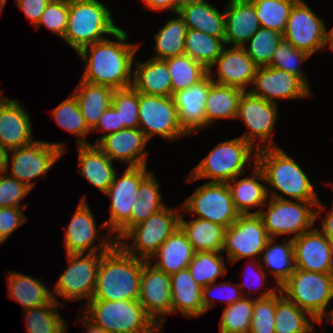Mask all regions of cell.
<instances>
[{
	"label": "cell",
	"instance_id": "cell-40",
	"mask_svg": "<svg viewBox=\"0 0 333 333\" xmlns=\"http://www.w3.org/2000/svg\"><path fill=\"white\" fill-rule=\"evenodd\" d=\"M184 43L185 54L201 63L207 70L216 62L226 46L224 38L194 29L187 30Z\"/></svg>",
	"mask_w": 333,
	"mask_h": 333
},
{
	"label": "cell",
	"instance_id": "cell-56",
	"mask_svg": "<svg viewBox=\"0 0 333 333\" xmlns=\"http://www.w3.org/2000/svg\"><path fill=\"white\" fill-rule=\"evenodd\" d=\"M22 209L25 208H0V245L6 242L8 237L27 221Z\"/></svg>",
	"mask_w": 333,
	"mask_h": 333
},
{
	"label": "cell",
	"instance_id": "cell-18",
	"mask_svg": "<svg viewBox=\"0 0 333 333\" xmlns=\"http://www.w3.org/2000/svg\"><path fill=\"white\" fill-rule=\"evenodd\" d=\"M326 29L324 19L305 0H299L291 10L283 39L312 56L325 48Z\"/></svg>",
	"mask_w": 333,
	"mask_h": 333
},
{
	"label": "cell",
	"instance_id": "cell-35",
	"mask_svg": "<svg viewBox=\"0 0 333 333\" xmlns=\"http://www.w3.org/2000/svg\"><path fill=\"white\" fill-rule=\"evenodd\" d=\"M179 16L188 29L203 31L208 35L225 38V13L208 2L186 6L180 9Z\"/></svg>",
	"mask_w": 333,
	"mask_h": 333
},
{
	"label": "cell",
	"instance_id": "cell-11",
	"mask_svg": "<svg viewBox=\"0 0 333 333\" xmlns=\"http://www.w3.org/2000/svg\"><path fill=\"white\" fill-rule=\"evenodd\" d=\"M66 151L64 143L36 140L30 145L8 151L5 172L32 190L35 184L32 179L40 176L44 178Z\"/></svg>",
	"mask_w": 333,
	"mask_h": 333
},
{
	"label": "cell",
	"instance_id": "cell-60",
	"mask_svg": "<svg viewBox=\"0 0 333 333\" xmlns=\"http://www.w3.org/2000/svg\"><path fill=\"white\" fill-rule=\"evenodd\" d=\"M317 228L326 236L328 241L333 245V204L327 215H324L321 221V227ZM321 228V229H320Z\"/></svg>",
	"mask_w": 333,
	"mask_h": 333
},
{
	"label": "cell",
	"instance_id": "cell-5",
	"mask_svg": "<svg viewBox=\"0 0 333 333\" xmlns=\"http://www.w3.org/2000/svg\"><path fill=\"white\" fill-rule=\"evenodd\" d=\"M256 154L257 149L240 136L219 142L191 170L186 181L190 183L199 179H211L207 182L228 183L237 175L245 174L246 167L256 165Z\"/></svg>",
	"mask_w": 333,
	"mask_h": 333
},
{
	"label": "cell",
	"instance_id": "cell-34",
	"mask_svg": "<svg viewBox=\"0 0 333 333\" xmlns=\"http://www.w3.org/2000/svg\"><path fill=\"white\" fill-rule=\"evenodd\" d=\"M180 217V228L186 234L195 252H222L226 228L208 220Z\"/></svg>",
	"mask_w": 333,
	"mask_h": 333
},
{
	"label": "cell",
	"instance_id": "cell-33",
	"mask_svg": "<svg viewBox=\"0 0 333 333\" xmlns=\"http://www.w3.org/2000/svg\"><path fill=\"white\" fill-rule=\"evenodd\" d=\"M114 90L107 86H101L80 80L73 90L81 114L86 124L92 130L98 123L100 116L111 105Z\"/></svg>",
	"mask_w": 333,
	"mask_h": 333
},
{
	"label": "cell",
	"instance_id": "cell-39",
	"mask_svg": "<svg viewBox=\"0 0 333 333\" xmlns=\"http://www.w3.org/2000/svg\"><path fill=\"white\" fill-rule=\"evenodd\" d=\"M187 25L184 20L175 13V17L159 29L154 34L155 55L151 58L165 60L170 57L185 54V37L187 33Z\"/></svg>",
	"mask_w": 333,
	"mask_h": 333
},
{
	"label": "cell",
	"instance_id": "cell-50",
	"mask_svg": "<svg viewBox=\"0 0 333 333\" xmlns=\"http://www.w3.org/2000/svg\"><path fill=\"white\" fill-rule=\"evenodd\" d=\"M111 105L119 112L120 125L138 128L139 92L133 86L114 90Z\"/></svg>",
	"mask_w": 333,
	"mask_h": 333
},
{
	"label": "cell",
	"instance_id": "cell-21",
	"mask_svg": "<svg viewBox=\"0 0 333 333\" xmlns=\"http://www.w3.org/2000/svg\"><path fill=\"white\" fill-rule=\"evenodd\" d=\"M292 242L295 269L333 273V245L318 228L304 232Z\"/></svg>",
	"mask_w": 333,
	"mask_h": 333
},
{
	"label": "cell",
	"instance_id": "cell-44",
	"mask_svg": "<svg viewBox=\"0 0 333 333\" xmlns=\"http://www.w3.org/2000/svg\"><path fill=\"white\" fill-rule=\"evenodd\" d=\"M171 76L172 95L198 83L208 70L186 54L170 57L164 60Z\"/></svg>",
	"mask_w": 333,
	"mask_h": 333
},
{
	"label": "cell",
	"instance_id": "cell-19",
	"mask_svg": "<svg viewBox=\"0 0 333 333\" xmlns=\"http://www.w3.org/2000/svg\"><path fill=\"white\" fill-rule=\"evenodd\" d=\"M171 277L152 266L143 265L139 302L147 315L162 330L166 317L172 314Z\"/></svg>",
	"mask_w": 333,
	"mask_h": 333
},
{
	"label": "cell",
	"instance_id": "cell-42",
	"mask_svg": "<svg viewBox=\"0 0 333 333\" xmlns=\"http://www.w3.org/2000/svg\"><path fill=\"white\" fill-rule=\"evenodd\" d=\"M159 188L160 182L157 181L154 171H151L141 181L137 192L139 198L136 206L131 208V228L166 207Z\"/></svg>",
	"mask_w": 333,
	"mask_h": 333
},
{
	"label": "cell",
	"instance_id": "cell-25",
	"mask_svg": "<svg viewBox=\"0 0 333 333\" xmlns=\"http://www.w3.org/2000/svg\"><path fill=\"white\" fill-rule=\"evenodd\" d=\"M149 141L139 128H126L104 136L96 145L114 162L128 167L147 166Z\"/></svg>",
	"mask_w": 333,
	"mask_h": 333
},
{
	"label": "cell",
	"instance_id": "cell-62",
	"mask_svg": "<svg viewBox=\"0 0 333 333\" xmlns=\"http://www.w3.org/2000/svg\"><path fill=\"white\" fill-rule=\"evenodd\" d=\"M204 2H208V1H206V0H175V10L177 13L180 9H182L186 6L204 3Z\"/></svg>",
	"mask_w": 333,
	"mask_h": 333
},
{
	"label": "cell",
	"instance_id": "cell-47",
	"mask_svg": "<svg viewBox=\"0 0 333 333\" xmlns=\"http://www.w3.org/2000/svg\"><path fill=\"white\" fill-rule=\"evenodd\" d=\"M282 39V33L260 27L258 31L243 45V48L245 49L246 54L258 66H268L271 63L274 52Z\"/></svg>",
	"mask_w": 333,
	"mask_h": 333
},
{
	"label": "cell",
	"instance_id": "cell-32",
	"mask_svg": "<svg viewBox=\"0 0 333 333\" xmlns=\"http://www.w3.org/2000/svg\"><path fill=\"white\" fill-rule=\"evenodd\" d=\"M6 280L8 297L21 304L24 310L48 304L53 299L44 282L31 275L7 271Z\"/></svg>",
	"mask_w": 333,
	"mask_h": 333
},
{
	"label": "cell",
	"instance_id": "cell-36",
	"mask_svg": "<svg viewBox=\"0 0 333 333\" xmlns=\"http://www.w3.org/2000/svg\"><path fill=\"white\" fill-rule=\"evenodd\" d=\"M244 90L213 83L205 103L206 128L218 119H236L239 100Z\"/></svg>",
	"mask_w": 333,
	"mask_h": 333
},
{
	"label": "cell",
	"instance_id": "cell-31",
	"mask_svg": "<svg viewBox=\"0 0 333 333\" xmlns=\"http://www.w3.org/2000/svg\"><path fill=\"white\" fill-rule=\"evenodd\" d=\"M136 63L132 86L145 95L172 96L171 76L164 60L150 58Z\"/></svg>",
	"mask_w": 333,
	"mask_h": 333
},
{
	"label": "cell",
	"instance_id": "cell-7",
	"mask_svg": "<svg viewBox=\"0 0 333 333\" xmlns=\"http://www.w3.org/2000/svg\"><path fill=\"white\" fill-rule=\"evenodd\" d=\"M325 207L321 200L301 201L268 197L258 215L262 219L269 238L289 234L292 235L293 240L313 229L316 219Z\"/></svg>",
	"mask_w": 333,
	"mask_h": 333
},
{
	"label": "cell",
	"instance_id": "cell-12",
	"mask_svg": "<svg viewBox=\"0 0 333 333\" xmlns=\"http://www.w3.org/2000/svg\"><path fill=\"white\" fill-rule=\"evenodd\" d=\"M103 253L105 252L66 254L69 266L59 276L54 289L51 290L53 299L61 303L56 296L62 297L65 301L85 298L83 306L87 304L95 289L97 271Z\"/></svg>",
	"mask_w": 333,
	"mask_h": 333
},
{
	"label": "cell",
	"instance_id": "cell-4",
	"mask_svg": "<svg viewBox=\"0 0 333 333\" xmlns=\"http://www.w3.org/2000/svg\"><path fill=\"white\" fill-rule=\"evenodd\" d=\"M115 24L112 12L100 0H69L67 30L62 40L78 53L113 36L121 28Z\"/></svg>",
	"mask_w": 333,
	"mask_h": 333
},
{
	"label": "cell",
	"instance_id": "cell-51",
	"mask_svg": "<svg viewBox=\"0 0 333 333\" xmlns=\"http://www.w3.org/2000/svg\"><path fill=\"white\" fill-rule=\"evenodd\" d=\"M276 293L253 299V313L249 333H275Z\"/></svg>",
	"mask_w": 333,
	"mask_h": 333
},
{
	"label": "cell",
	"instance_id": "cell-46",
	"mask_svg": "<svg viewBox=\"0 0 333 333\" xmlns=\"http://www.w3.org/2000/svg\"><path fill=\"white\" fill-rule=\"evenodd\" d=\"M261 27L284 33L293 6L299 0H251Z\"/></svg>",
	"mask_w": 333,
	"mask_h": 333
},
{
	"label": "cell",
	"instance_id": "cell-41",
	"mask_svg": "<svg viewBox=\"0 0 333 333\" xmlns=\"http://www.w3.org/2000/svg\"><path fill=\"white\" fill-rule=\"evenodd\" d=\"M58 303L52 299L48 304L23 310L27 322V333H67V322L60 316Z\"/></svg>",
	"mask_w": 333,
	"mask_h": 333
},
{
	"label": "cell",
	"instance_id": "cell-17",
	"mask_svg": "<svg viewBox=\"0 0 333 333\" xmlns=\"http://www.w3.org/2000/svg\"><path fill=\"white\" fill-rule=\"evenodd\" d=\"M95 219L85 195L82 196L65 230L66 254H86L87 250L88 254L107 252L117 243L111 233L98 235ZM96 238H99L98 244H94Z\"/></svg>",
	"mask_w": 333,
	"mask_h": 333
},
{
	"label": "cell",
	"instance_id": "cell-30",
	"mask_svg": "<svg viewBox=\"0 0 333 333\" xmlns=\"http://www.w3.org/2000/svg\"><path fill=\"white\" fill-rule=\"evenodd\" d=\"M194 254L192 244L179 227L148 261L157 269L171 275L187 268ZM153 258L157 260L156 263H154L155 259L152 260Z\"/></svg>",
	"mask_w": 333,
	"mask_h": 333
},
{
	"label": "cell",
	"instance_id": "cell-14",
	"mask_svg": "<svg viewBox=\"0 0 333 333\" xmlns=\"http://www.w3.org/2000/svg\"><path fill=\"white\" fill-rule=\"evenodd\" d=\"M138 116V128L149 142L156 135L170 142L181 137H189L180 126L172 96L139 93Z\"/></svg>",
	"mask_w": 333,
	"mask_h": 333
},
{
	"label": "cell",
	"instance_id": "cell-24",
	"mask_svg": "<svg viewBox=\"0 0 333 333\" xmlns=\"http://www.w3.org/2000/svg\"><path fill=\"white\" fill-rule=\"evenodd\" d=\"M216 66L218 76L215 78V73L212 70ZM258 67L246 54L243 47L232 46L226 48L225 46L208 73L214 83L234 86L247 91L246 88L252 85Z\"/></svg>",
	"mask_w": 333,
	"mask_h": 333
},
{
	"label": "cell",
	"instance_id": "cell-10",
	"mask_svg": "<svg viewBox=\"0 0 333 333\" xmlns=\"http://www.w3.org/2000/svg\"><path fill=\"white\" fill-rule=\"evenodd\" d=\"M147 166L127 167L122 177L115 174L114 180L105 195L110 199L109 219L100 224L107 228L118 242L131 229L132 207L136 206L141 181L150 173Z\"/></svg>",
	"mask_w": 333,
	"mask_h": 333
},
{
	"label": "cell",
	"instance_id": "cell-38",
	"mask_svg": "<svg viewBox=\"0 0 333 333\" xmlns=\"http://www.w3.org/2000/svg\"><path fill=\"white\" fill-rule=\"evenodd\" d=\"M313 323L318 322L288 300L280 289L276 292L275 333H311L315 331Z\"/></svg>",
	"mask_w": 333,
	"mask_h": 333
},
{
	"label": "cell",
	"instance_id": "cell-61",
	"mask_svg": "<svg viewBox=\"0 0 333 333\" xmlns=\"http://www.w3.org/2000/svg\"><path fill=\"white\" fill-rule=\"evenodd\" d=\"M77 322L80 321L81 325L84 326L87 331L86 333H109L106 330H104L102 327H99L95 323H93L91 320H89L84 314L80 318H76Z\"/></svg>",
	"mask_w": 333,
	"mask_h": 333
},
{
	"label": "cell",
	"instance_id": "cell-23",
	"mask_svg": "<svg viewBox=\"0 0 333 333\" xmlns=\"http://www.w3.org/2000/svg\"><path fill=\"white\" fill-rule=\"evenodd\" d=\"M18 100L0 96V145L7 151L32 144L30 114Z\"/></svg>",
	"mask_w": 333,
	"mask_h": 333
},
{
	"label": "cell",
	"instance_id": "cell-2",
	"mask_svg": "<svg viewBox=\"0 0 333 333\" xmlns=\"http://www.w3.org/2000/svg\"><path fill=\"white\" fill-rule=\"evenodd\" d=\"M146 261L128 254L116 243L101 256L91 299L139 301L143 265Z\"/></svg>",
	"mask_w": 333,
	"mask_h": 333
},
{
	"label": "cell",
	"instance_id": "cell-37",
	"mask_svg": "<svg viewBox=\"0 0 333 333\" xmlns=\"http://www.w3.org/2000/svg\"><path fill=\"white\" fill-rule=\"evenodd\" d=\"M275 240L276 238L268 239L260 263L267 266L270 275L274 276L276 286L280 287L295 270L294 250L291 238L284 239L279 244H275Z\"/></svg>",
	"mask_w": 333,
	"mask_h": 333
},
{
	"label": "cell",
	"instance_id": "cell-26",
	"mask_svg": "<svg viewBox=\"0 0 333 333\" xmlns=\"http://www.w3.org/2000/svg\"><path fill=\"white\" fill-rule=\"evenodd\" d=\"M224 13L226 46L243 47L261 27L251 0H229Z\"/></svg>",
	"mask_w": 333,
	"mask_h": 333
},
{
	"label": "cell",
	"instance_id": "cell-3",
	"mask_svg": "<svg viewBox=\"0 0 333 333\" xmlns=\"http://www.w3.org/2000/svg\"><path fill=\"white\" fill-rule=\"evenodd\" d=\"M256 164L262 170L266 184H269V197L301 201L320 200L305 171L280 147L257 150Z\"/></svg>",
	"mask_w": 333,
	"mask_h": 333
},
{
	"label": "cell",
	"instance_id": "cell-8",
	"mask_svg": "<svg viewBox=\"0 0 333 333\" xmlns=\"http://www.w3.org/2000/svg\"><path fill=\"white\" fill-rule=\"evenodd\" d=\"M282 294L306 311L318 324L333 314L330 302L333 301V273H317L295 269L291 276L279 287ZM327 308H331L327 312Z\"/></svg>",
	"mask_w": 333,
	"mask_h": 333
},
{
	"label": "cell",
	"instance_id": "cell-66",
	"mask_svg": "<svg viewBox=\"0 0 333 333\" xmlns=\"http://www.w3.org/2000/svg\"><path fill=\"white\" fill-rule=\"evenodd\" d=\"M327 322L333 325V314Z\"/></svg>",
	"mask_w": 333,
	"mask_h": 333
},
{
	"label": "cell",
	"instance_id": "cell-48",
	"mask_svg": "<svg viewBox=\"0 0 333 333\" xmlns=\"http://www.w3.org/2000/svg\"><path fill=\"white\" fill-rule=\"evenodd\" d=\"M253 313V298L243 297L225 306L220 319V333H249Z\"/></svg>",
	"mask_w": 333,
	"mask_h": 333
},
{
	"label": "cell",
	"instance_id": "cell-64",
	"mask_svg": "<svg viewBox=\"0 0 333 333\" xmlns=\"http://www.w3.org/2000/svg\"><path fill=\"white\" fill-rule=\"evenodd\" d=\"M329 47L333 51V27L328 30L326 29V42L325 47Z\"/></svg>",
	"mask_w": 333,
	"mask_h": 333
},
{
	"label": "cell",
	"instance_id": "cell-43",
	"mask_svg": "<svg viewBox=\"0 0 333 333\" xmlns=\"http://www.w3.org/2000/svg\"><path fill=\"white\" fill-rule=\"evenodd\" d=\"M51 116L62 129L72 135L77 136V145H90L86 136L91 133V129L85 122L81 114L78 102L73 94L63 100L51 111Z\"/></svg>",
	"mask_w": 333,
	"mask_h": 333
},
{
	"label": "cell",
	"instance_id": "cell-1",
	"mask_svg": "<svg viewBox=\"0 0 333 333\" xmlns=\"http://www.w3.org/2000/svg\"><path fill=\"white\" fill-rule=\"evenodd\" d=\"M112 37L116 39L95 42L77 53L85 65L82 81L113 90L132 86L133 62L140 45L130 43V36L121 28Z\"/></svg>",
	"mask_w": 333,
	"mask_h": 333
},
{
	"label": "cell",
	"instance_id": "cell-53",
	"mask_svg": "<svg viewBox=\"0 0 333 333\" xmlns=\"http://www.w3.org/2000/svg\"><path fill=\"white\" fill-rule=\"evenodd\" d=\"M249 261L250 262H248V264L246 265V268H245L246 269L244 272L245 274L243 275L244 278L247 277V279H245L241 285L239 283V288L242 292L243 297L256 299V298H266V297H269V296L275 294L279 290L278 286H274V287L268 286L269 288H266V290L264 292L262 291V294H260L259 296L255 297V295L254 296L252 295V291H253V293L256 292L255 294L258 295L257 291L259 289H261V287L263 288V286L266 283V278H267L266 276H267L268 272H267V270L265 271L262 268L263 264L260 263V259H258V261L256 260V262L253 259H250ZM247 282H249L248 283L249 285L246 284ZM245 289L249 290L248 294L246 293L247 290H245Z\"/></svg>",
	"mask_w": 333,
	"mask_h": 333
},
{
	"label": "cell",
	"instance_id": "cell-49",
	"mask_svg": "<svg viewBox=\"0 0 333 333\" xmlns=\"http://www.w3.org/2000/svg\"><path fill=\"white\" fill-rule=\"evenodd\" d=\"M311 56L306 52L296 49L290 42L282 39L274 52L271 63L268 66L284 70L299 77L309 88V82L300 64H303Z\"/></svg>",
	"mask_w": 333,
	"mask_h": 333
},
{
	"label": "cell",
	"instance_id": "cell-55",
	"mask_svg": "<svg viewBox=\"0 0 333 333\" xmlns=\"http://www.w3.org/2000/svg\"><path fill=\"white\" fill-rule=\"evenodd\" d=\"M31 192V189L24 183L19 182L6 172L0 174V208L18 207L27 208V205H20L21 200Z\"/></svg>",
	"mask_w": 333,
	"mask_h": 333
},
{
	"label": "cell",
	"instance_id": "cell-6",
	"mask_svg": "<svg viewBox=\"0 0 333 333\" xmlns=\"http://www.w3.org/2000/svg\"><path fill=\"white\" fill-rule=\"evenodd\" d=\"M93 323L109 333H162L139 301L91 299L81 307ZM85 310V311H84ZM162 331V332H161Z\"/></svg>",
	"mask_w": 333,
	"mask_h": 333
},
{
	"label": "cell",
	"instance_id": "cell-27",
	"mask_svg": "<svg viewBox=\"0 0 333 333\" xmlns=\"http://www.w3.org/2000/svg\"><path fill=\"white\" fill-rule=\"evenodd\" d=\"M251 171L252 175L242 179H239V176L244 174L237 175L227 183L235 209L240 215L259 214L269 197L262 170L256 164L251 167ZM253 208L256 210L251 211Z\"/></svg>",
	"mask_w": 333,
	"mask_h": 333
},
{
	"label": "cell",
	"instance_id": "cell-58",
	"mask_svg": "<svg viewBox=\"0 0 333 333\" xmlns=\"http://www.w3.org/2000/svg\"><path fill=\"white\" fill-rule=\"evenodd\" d=\"M52 0H14L16 6L21 10L34 26L40 20L47 5Z\"/></svg>",
	"mask_w": 333,
	"mask_h": 333
},
{
	"label": "cell",
	"instance_id": "cell-29",
	"mask_svg": "<svg viewBox=\"0 0 333 333\" xmlns=\"http://www.w3.org/2000/svg\"><path fill=\"white\" fill-rule=\"evenodd\" d=\"M172 314L181 313L185 318L200 317L205 314L202 302V288L193 279L188 268L170 275Z\"/></svg>",
	"mask_w": 333,
	"mask_h": 333
},
{
	"label": "cell",
	"instance_id": "cell-28",
	"mask_svg": "<svg viewBox=\"0 0 333 333\" xmlns=\"http://www.w3.org/2000/svg\"><path fill=\"white\" fill-rule=\"evenodd\" d=\"M77 151V173L105 194L116 174L113 161L94 144L77 145Z\"/></svg>",
	"mask_w": 333,
	"mask_h": 333
},
{
	"label": "cell",
	"instance_id": "cell-15",
	"mask_svg": "<svg viewBox=\"0 0 333 333\" xmlns=\"http://www.w3.org/2000/svg\"><path fill=\"white\" fill-rule=\"evenodd\" d=\"M277 113L278 104L254 96L248 90L244 91L239 100L236 118L242 120L249 130L240 137L257 150L278 147L273 140Z\"/></svg>",
	"mask_w": 333,
	"mask_h": 333
},
{
	"label": "cell",
	"instance_id": "cell-9",
	"mask_svg": "<svg viewBox=\"0 0 333 333\" xmlns=\"http://www.w3.org/2000/svg\"><path fill=\"white\" fill-rule=\"evenodd\" d=\"M179 211H182V207L177 211L173 207H164L144 222L133 226L117 243L128 254L148 261L180 227ZM129 239L133 240L132 244L127 242Z\"/></svg>",
	"mask_w": 333,
	"mask_h": 333
},
{
	"label": "cell",
	"instance_id": "cell-65",
	"mask_svg": "<svg viewBox=\"0 0 333 333\" xmlns=\"http://www.w3.org/2000/svg\"><path fill=\"white\" fill-rule=\"evenodd\" d=\"M7 1L8 0H0V14L4 11Z\"/></svg>",
	"mask_w": 333,
	"mask_h": 333
},
{
	"label": "cell",
	"instance_id": "cell-63",
	"mask_svg": "<svg viewBox=\"0 0 333 333\" xmlns=\"http://www.w3.org/2000/svg\"><path fill=\"white\" fill-rule=\"evenodd\" d=\"M8 151L0 145V174L5 173Z\"/></svg>",
	"mask_w": 333,
	"mask_h": 333
},
{
	"label": "cell",
	"instance_id": "cell-20",
	"mask_svg": "<svg viewBox=\"0 0 333 333\" xmlns=\"http://www.w3.org/2000/svg\"><path fill=\"white\" fill-rule=\"evenodd\" d=\"M249 92L268 102L307 98L311 89L297 76L271 66H259Z\"/></svg>",
	"mask_w": 333,
	"mask_h": 333
},
{
	"label": "cell",
	"instance_id": "cell-59",
	"mask_svg": "<svg viewBox=\"0 0 333 333\" xmlns=\"http://www.w3.org/2000/svg\"><path fill=\"white\" fill-rule=\"evenodd\" d=\"M146 8L151 11H163L167 10L171 13H176L175 10V0H142Z\"/></svg>",
	"mask_w": 333,
	"mask_h": 333
},
{
	"label": "cell",
	"instance_id": "cell-13",
	"mask_svg": "<svg viewBox=\"0 0 333 333\" xmlns=\"http://www.w3.org/2000/svg\"><path fill=\"white\" fill-rule=\"evenodd\" d=\"M182 211L225 228L232 225L240 215L235 209L227 183L216 182L198 186L182 204Z\"/></svg>",
	"mask_w": 333,
	"mask_h": 333
},
{
	"label": "cell",
	"instance_id": "cell-45",
	"mask_svg": "<svg viewBox=\"0 0 333 333\" xmlns=\"http://www.w3.org/2000/svg\"><path fill=\"white\" fill-rule=\"evenodd\" d=\"M222 254V252H195L187 268L201 287L216 282L219 276H224L228 272Z\"/></svg>",
	"mask_w": 333,
	"mask_h": 333
},
{
	"label": "cell",
	"instance_id": "cell-16",
	"mask_svg": "<svg viewBox=\"0 0 333 333\" xmlns=\"http://www.w3.org/2000/svg\"><path fill=\"white\" fill-rule=\"evenodd\" d=\"M268 239L266 228L258 214L239 215L225 230L222 253L227 252V261L232 264L245 258L258 260Z\"/></svg>",
	"mask_w": 333,
	"mask_h": 333
},
{
	"label": "cell",
	"instance_id": "cell-22",
	"mask_svg": "<svg viewBox=\"0 0 333 333\" xmlns=\"http://www.w3.org/2000/svg\"><path fill=\"white\" fill-rule=\"evenodd\" d=\"M213 83L208 73L198 83L172 95L180 126L188 136L206 128L205 103Z\"/></svg>",
	"mask_w": 333,
	"mask_h": 333
},
{
	"label": "cell",
	"instance_id": "cell-54",
	"mask_svg": "<svg viewBox=\"0 0 333 333\" xmlns=\"http://www.w3.org/2000/svg\"><path fill=\"white\" fill-rule=\"evenodd\" d=\"M219 292V295L216 293ZM210 298V299H209ZM243 298L242 292L239 288V284L233 285L230 281L211 283L202 288V302L205 313L213 308L214 302L217 300L225 302L226 306L235 303ZM212 300V301H211Z\"/></svg>",
	"mask_w": 333,
	"mask_h": 333
},
{
	"label": "cell",
	"instance_id": "cell-57",
	"mask_svg": "<svg viewBox=\"0 0 333 333\" xmlns=\"http://www.w3.org/2000/svg\"><path fill=\"white\" fill-rule=\"evenodd\" d=\"M123 129L126 128L123 125H120L119 112L112 105H110L100 116V119L95 127L91 130L92 132L101 131L105 134L98 137L94 145H96L104 136Z\"/></svg>",
	"mask_w": 333,
	"mask_h": 333
},
{
	"label": "cell",
	"instance_id": "cell-52",
	"mask_svg": "<svg viewBox=\"0 0 333 333\" xmlns=\"http://www.w3.org/2000/svg\"><path fill=\"white\" fill-rule=\"evenodd\" d=\"M68 16L69 0H52L47 5L35 28L39 29L44 25L49 32L63 39L67 30Z\"/></svg>",
	"mask_w": 333,
	"mask_h": 333
}]
</instances>
